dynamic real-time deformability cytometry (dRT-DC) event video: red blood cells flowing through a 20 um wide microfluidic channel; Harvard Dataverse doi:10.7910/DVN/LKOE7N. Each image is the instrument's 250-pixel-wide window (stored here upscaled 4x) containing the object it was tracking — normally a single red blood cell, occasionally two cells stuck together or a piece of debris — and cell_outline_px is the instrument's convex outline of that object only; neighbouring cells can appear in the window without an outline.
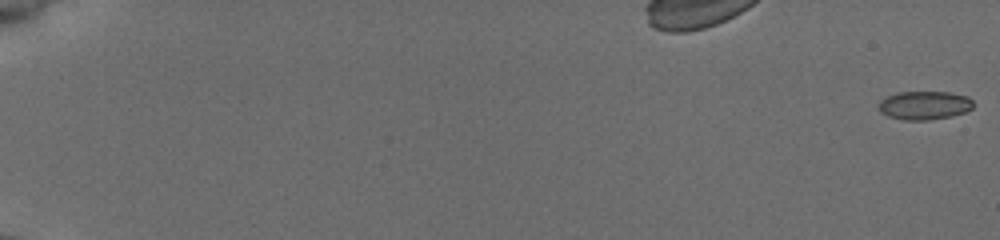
{"species": "common noctule bat (a hibernating species)", "species_latin": "Nyctalus noctula", "temperature_condition": "cold", "stored_images_in_passage": 56, "camera_frame_rate_fps": 3000, "um_per_image_px": 0.085, "animal": {"sex": "female", "body_mass_g": 19.5, "forearm_length_mm": 54.1}, "frame": {"image": 1, "passage_image": 1, "time_ms": 0.0, "image_size_px": [1000, 240], "cell_outline_px": [[972, 108], [964, 112], [952, 116], [928, 120], [904, 120], [888, 116], [880, 112], [880, 100], [896, 92], [948, 92], [968, 96], [972, 100]], "centroid_in_image_um": [78.58, 8.95], "position_along_channel_um": 6.4, "area_um2": 15.66}}
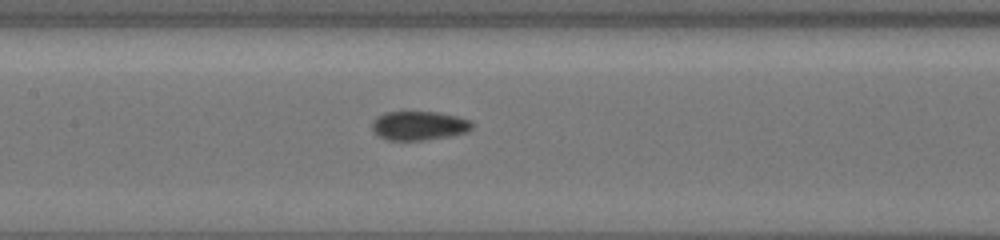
{"frame": {"image": 2, "passage_image": 30, "time_ms": 9.667, "image_size_px": [1000, 240], "cell_outline_px": [[476, 124], [468, 132], [448, 136], [420, 140], [388, 140], [380, 136], [372, 128], [372, 120], [376, 116], [384, 112], [440, 112], [472, 120]], "centroid_in_image_um": [35.65, 10.66], "position_along_channel_um": 171.7, "area_um2": 16.99}}
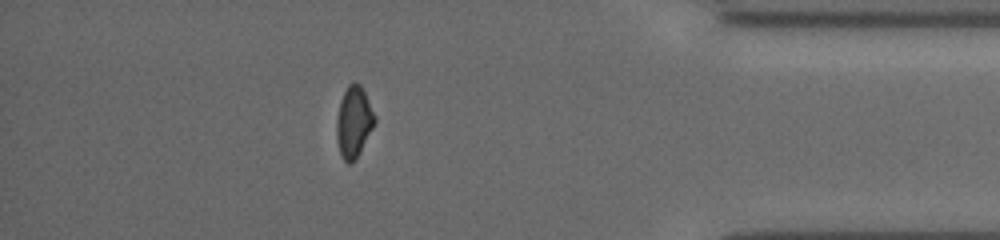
{"frame": {"image": 3, "passage_image": 50, "time_ms": 16.333, "image_size_px": [1000, 240], "cell_outline_px": [[376, 120], [372, 128], [356, 156], [348, 164], [344, 160], [340, 152], [336, 140], [336, 120], [340, 100], [348, 84], [360, 84], [376, 116]], "centroid_in_image_um": [30.04, 10.33], "position_along_channel_um": 405.2, "area_um2": 15.32}, "authors_computed_cell_mechanics": {"area_um2": 16.0973, "velocity_mm_per_s": 3.9237, "shape_relaxation_time_tau1_ms": null, "shape_relaxation_time_tau2_ms": 10.577, "deformation_change_tau1": null, "deformation_change_tau2": 0.1177}}